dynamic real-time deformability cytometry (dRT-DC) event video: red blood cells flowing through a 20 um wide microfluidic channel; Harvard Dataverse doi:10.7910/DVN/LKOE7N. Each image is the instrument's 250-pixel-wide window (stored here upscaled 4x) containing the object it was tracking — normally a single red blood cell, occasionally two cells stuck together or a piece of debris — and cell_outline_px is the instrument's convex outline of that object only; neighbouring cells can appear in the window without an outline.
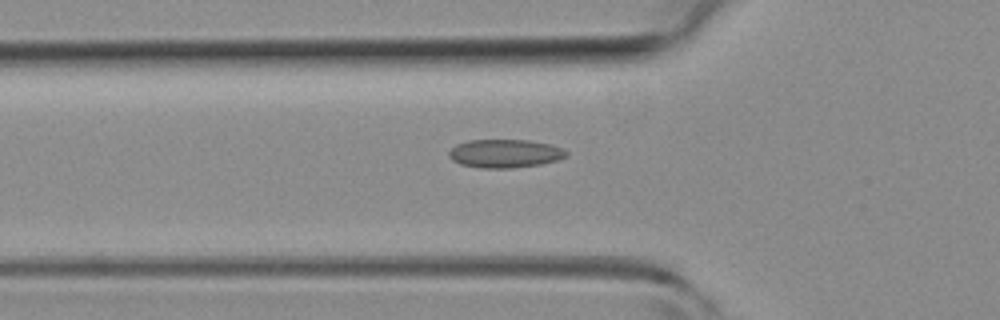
{"species": "common noctule bat (a hibernating species)", "species_latin": "Nyctalus noctula", "temperature_condition": "room temperature", "stored_images_in_passage": 45, "camera_frame_rate_fps": 3000, "um_per_image_px": 0.085, "animal": {"sex": "female", "body_mass_g": 19.3, "forearm_length_mm": 54.1}, "frame": {"image": 1, "passage_image": 17, "time_ms": 5.333, "image_size_px": [1000, 320], "cell_outline_px": [[568, 156], [556, 160], [540, 164], [512, 168], [480, 168], [460, 164], [452, 160], [448, 156], [448, 152], [456, 144], [468, 140], [528, 140], [548, 144], [564, 148], [568, 152]], "centroid_in_image_um": [42.9, 13.05], "position_along_channel_um": 82.9, "area_um2": 19.48}}
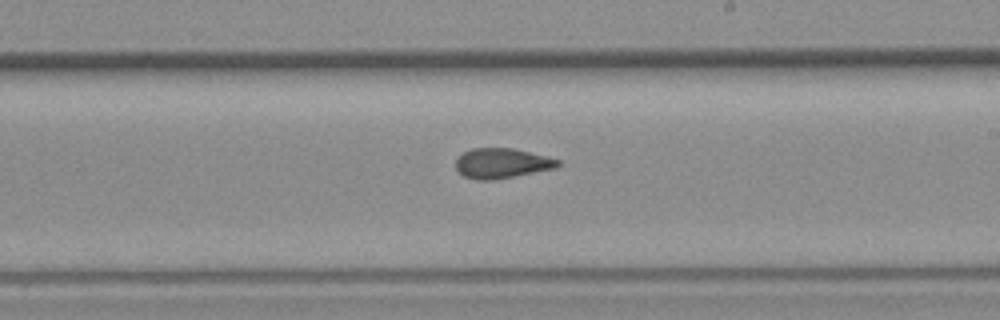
{"frame": {"image": 2, "passage_image": 29, "time_ms": 9.333, "image_size_px": [1000, 320], "cell_outline_px": [[560, 164], [556, 168], [492, 180], [476, 180], [464, 176], [456, 168], [456, 160], [464, 152], [472, 148], [512, 148], [560, 160]], "centroid_in_image_um": [42.64, 13.88], "position_along_channel_um": 246.4, "area_um2": 17.57}}
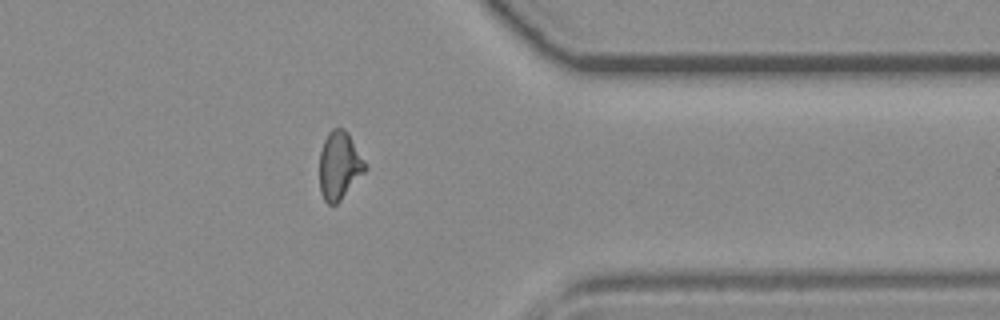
{"frame": {"image": 3, "passage_image": 40, "time_ms": 13.0, "image_size_px": [1000, 320], "cell_outline_px": [[368, 168], [340, 200], [336, 204], [328, 204], [324, 200], [320, 192], [320, 152], [324, 140], [328, 132], [332, 128], [344, 128], [348, 132]], "centroid_in_image_um": [28.83, 14.05], "position_along_channel_um": 382.6, "area_um2": 17.92}, "authors_computed_cell_mechanics": {"area_um2": 18.3226, "velocity_mm_per_s": 4.0737, "shape_relaxation_time_tau1_ms": null, "shape_relaxation_time_tau2_ms": 2.4898, "deformation_change_tau1": null, "deformation_change_tau2": 0.0765}}